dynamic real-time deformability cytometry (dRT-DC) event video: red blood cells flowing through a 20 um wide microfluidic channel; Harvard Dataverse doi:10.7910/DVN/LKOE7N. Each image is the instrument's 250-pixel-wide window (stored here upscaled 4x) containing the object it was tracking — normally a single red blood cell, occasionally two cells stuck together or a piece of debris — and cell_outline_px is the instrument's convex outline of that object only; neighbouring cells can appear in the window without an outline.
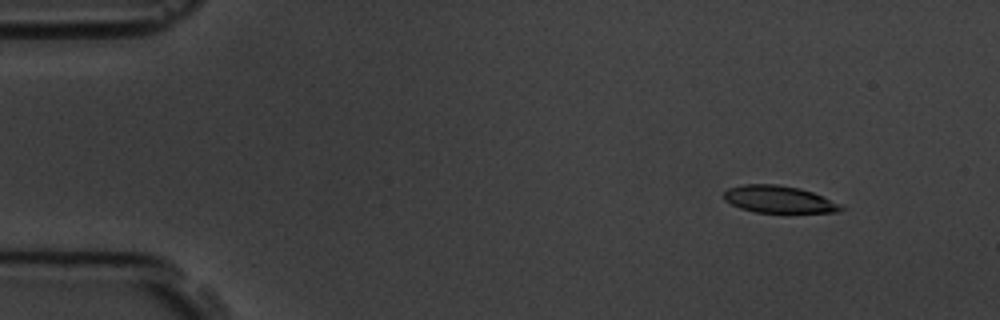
{"species": "common noctule bat (a hibernating species)", "species_latin": "Nyctalus noctula", "temperature_condition": "room temperature", "stored_images_in_passage": 5, "camera_frame_rate_fps": 3000, "um_per_image_px": 0.085, "animal": {"sex": "male", "body_mass_g": 19.5, "forearm_length_mm": 54.6}, "frame": {"image": 1, "passage_image": 2, "time_ms": 1.0, "image_size_px": [1000, 320], "cell_outline_px": [[844, 208], [840, 212], [756, 212], [740, 208], [724, 200], [724, 192], [728, 188], [744, 184], [776, 184], [800, 188], [812, 192], [840, 204]], "centroid_in_image_um": [66.18, 16.94], "position_along_channel_um": 18.8, "area_um2": 18.32}}
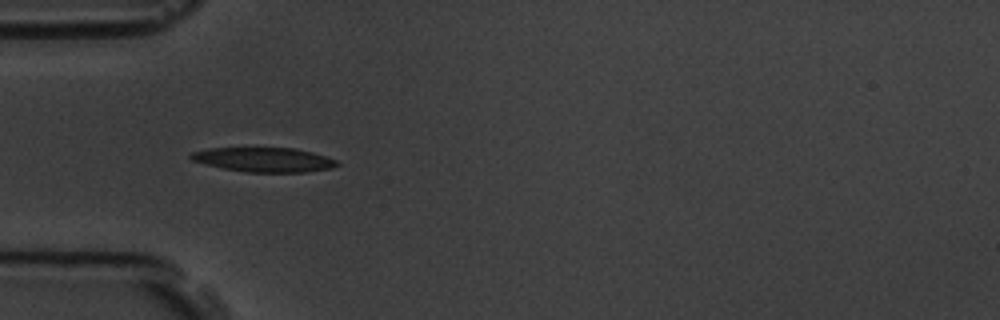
{"frame": {"image": 2, "passage_image": 5, "time_ms": 4.667, "image_size_px": [1000, 320], "cell_outline_px": [[340, 164], [332, 168], [304, 172], [248, 172], [224, 168], [204, 164], [192, 160], [188, 156], [192, 152], [208, 148], [296, 148], [312, 152], [336, 160]], "centroid_in_image_um": [22.43, 13.57], "position_along_channel_um": 62.6, "area_um2": 20.69}}